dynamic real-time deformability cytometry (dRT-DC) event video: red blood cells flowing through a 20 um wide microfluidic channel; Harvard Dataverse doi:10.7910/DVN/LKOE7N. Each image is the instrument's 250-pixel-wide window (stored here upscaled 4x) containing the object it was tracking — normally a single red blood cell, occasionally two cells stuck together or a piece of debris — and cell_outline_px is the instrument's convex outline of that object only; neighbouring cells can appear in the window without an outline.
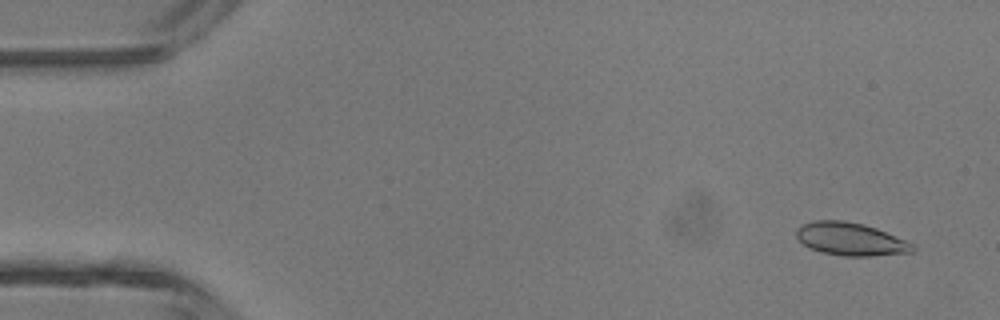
{"species": "common noctule bat (a hibernating species)", "species_latin": "Nyctalus noctula", "temperature_condition": "room temperature", "stored_images_in_passage": 4, "camera_frame_rate_fps": 3000, "um_per_image_px": 0.085, "animal": {"sex": "male", "body_mass_g": 13.3}, "frame": {"image": 1, "passage_image": 1, "time_ms": 0.0, "image_size_px": [1000, 320], "cell_outline_px": [[916, 248], [912, 252], [872, 256], [844, 256], [820, 252], [804, 244], [796, 236], [796, 228], [800, 224], [812, 220], [844, 220], [864, 224], [876, 228], [908, 240]], "centroid_in_image_um": [72.3, 20.31], "position_along_channel_um": 12.7, "area_um2": 22.48}}
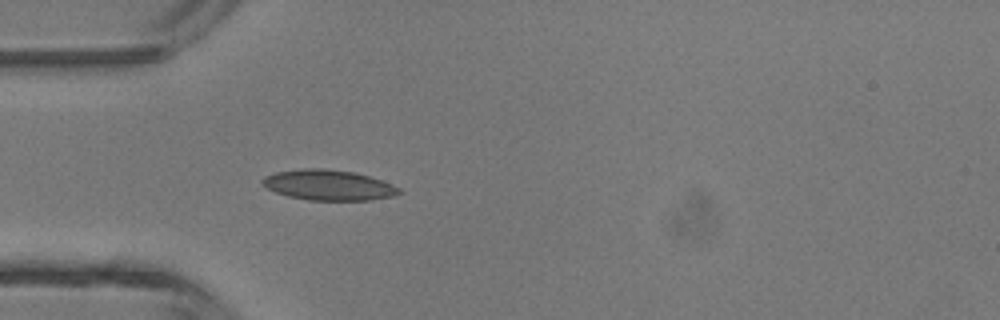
{"frame": {"image": 2, "passage_image": 4, "time_ms": 1.0, "image_size_px": [1000, 320], "cell_outline_px": [[404, 192], [392, 196], [372, 200], [308, 200], [288, 196], [276, 192], [268, 188], [260, 180], [264, 176], [276, 172], [300, 168], [324, 168], [356, 172], [380, 180], [400, 188]], "centroid_in_image_um": [27.92, 15.72], "position_along_channel_um": 57.1, "area_um2": 24.22}}